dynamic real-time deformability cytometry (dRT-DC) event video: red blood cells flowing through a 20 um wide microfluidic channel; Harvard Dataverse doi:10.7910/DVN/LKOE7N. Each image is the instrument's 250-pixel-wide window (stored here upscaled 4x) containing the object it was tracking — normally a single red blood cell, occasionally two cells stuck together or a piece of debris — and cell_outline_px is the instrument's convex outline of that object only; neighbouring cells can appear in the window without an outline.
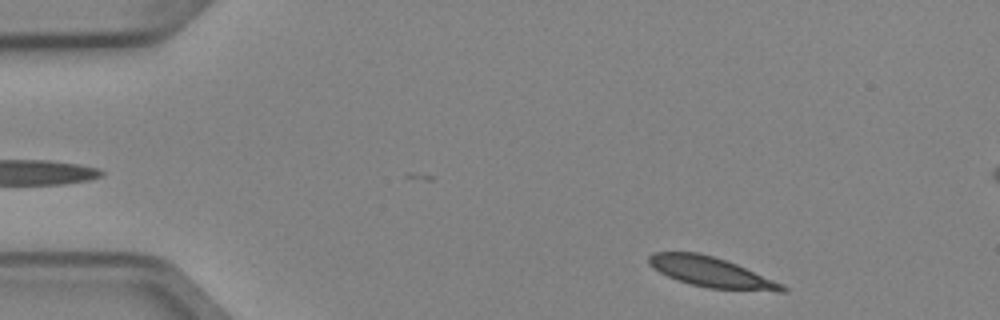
{"species": "Egyptian fruit bat (a non-hibernating species)", "species_latin": "Rousettus aegyptiacus", "temperature_condition": "cold", "stored_images_in_passage": 5, "camera_frame_rate_fps": 3000, "um_per_image_px": 0.085, "animal": {"sex": "female"}, "frame": {"image": 1, "passage_image": 5, "time_ms": 1.333, "image_size_px": [1000, 320], "cell_outline_px": [[788, 292], [776, 292], [708, 288], [692, 284], [668, 276], [652, 268], [648, 264], [648, 256], [652, 252], [696, 252], [712, 256], [736, 264], [784, 284], [788, 288]], "centroid_in_image_um": [60.48, 23.14], "position_along_channel_um": 24.5, "area_um2": 23.35}}